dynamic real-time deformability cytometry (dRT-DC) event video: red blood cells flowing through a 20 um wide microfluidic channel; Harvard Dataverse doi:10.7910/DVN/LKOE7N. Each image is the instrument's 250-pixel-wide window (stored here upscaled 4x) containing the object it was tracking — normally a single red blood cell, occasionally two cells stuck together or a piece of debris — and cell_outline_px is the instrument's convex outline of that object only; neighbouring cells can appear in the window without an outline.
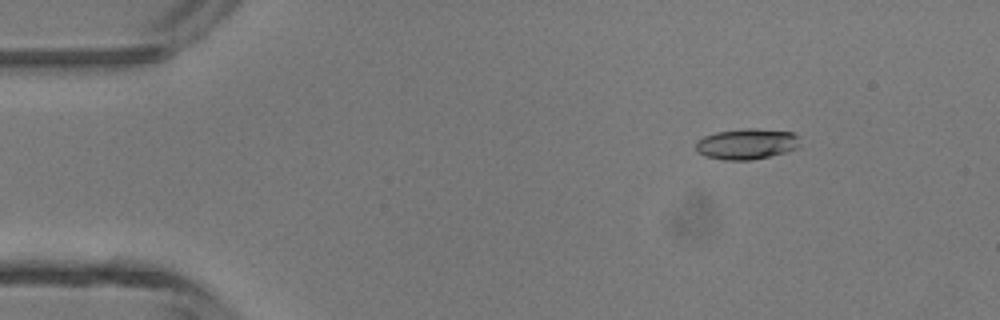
{"species": "common noctule bat (a hibernating species)", "species_latin": "Nyctalus noctula", "temperature_condition": "room temperature", "stored_images_in_passage": 48, "camera_frame_rate_fps": 3000, "um_per_image_px": 0.085, "animal": {"sex": "male", "body_mass_g": 13.3}, "frame": {"image": 1, "passage_image": 7, "time_ms": 2.0, "image_size_px": [1000, 320], "cell_outline_px": [[800, 148], [752, 160], [724, 160], [704, 156], [696, 152], [696, 140], [704, 136], [716, 132], [744, 128], [756, 128], [796, 132], [800, 136]], "centroid_in_image_um": [63.5, 12.22], "position_along_channel_um": 21.5, "area_um2": 19.07}}
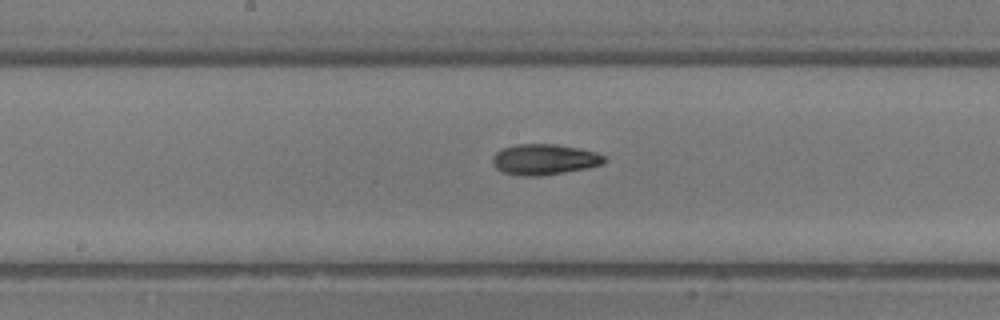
{"frame": {"image": 2, "passage_image": 25, "time_ms": 8.0, "image_size_px": [1000, 320], "cell_outline_px": [[608, 160], [604, 164], [588, 168], [540, 176], [520, 176], [504, 172], [496, 168], [492, 164], [492, 156], [496, 152], [504, 148], [516, 144], [556, 144], [580, 148], [596, 152], [604, 156]], "centroid_in_image_um": [46.29, 13.55], "position_along_channel_um": 201.9, "area_um2": 20.17}}
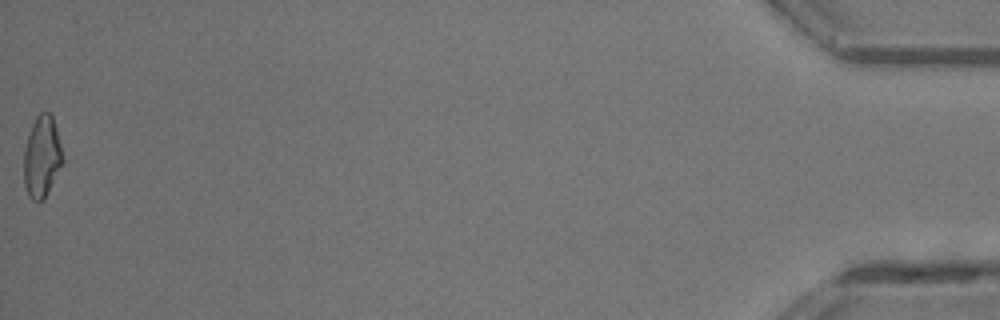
{"frame": {"image": 3, "passage_image": 48, "time_ms": 15.667, "image_size_px": [1000, 320], "cell_outline_px": [[64, 164], [44, 200], [32, 200], [28, 196], [24, 184], [24, 148], [32, 124], [36, 116], [40, 112], [48, 112], [52, 116], [56, 128], [64, 160]], "centroid_in_image_um": [3.57, 13.35], "position_along_channel_um": 431.6, "area_um2": 18.61}, "authors_computed_cell_mechanics": {"area_um2": 18.9006, "velocity_mm_per_s": 4.3679, "shape_relaxation_time_tau1_ms": 4.1198, "shape_relaxation_time_tau2_ms": 6.2938, "deformation_change_tau1": 0.1483, "deformation_change_tau2": 0.1726}}